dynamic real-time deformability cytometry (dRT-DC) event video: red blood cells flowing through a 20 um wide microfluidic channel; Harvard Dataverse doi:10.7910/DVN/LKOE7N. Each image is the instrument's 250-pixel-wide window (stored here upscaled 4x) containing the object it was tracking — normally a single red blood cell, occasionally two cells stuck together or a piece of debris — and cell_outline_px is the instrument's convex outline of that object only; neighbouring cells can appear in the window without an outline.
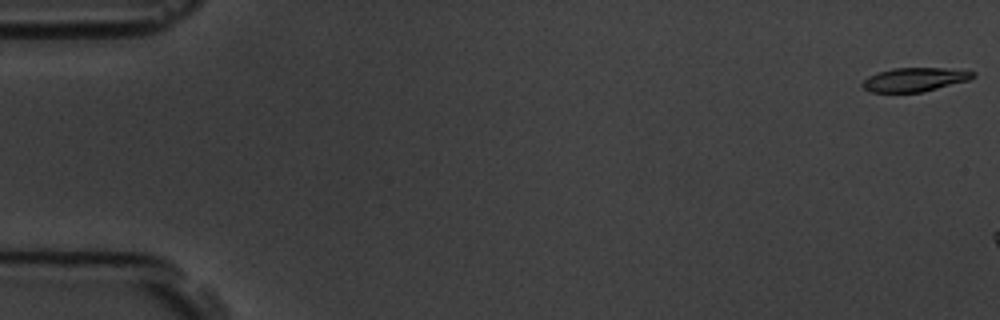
{"species": "common noctule bat (a hibernating species)", "species_latin": "Nyctalus noctula", "temperature_condition": "room temperature", "stored_images_in_passage": 3, "camera_frame_rate_fps": 3000, "um_per_image_px": 0.085, "animal": {"sex": "male", "body_mass_g": 19.5, "forearm_length_mm": 54.6}, "frame": {"image": 1, "passage_image": 1, "time_ms": 0.0, "image_size_px": [1000, 320], "cell_outline_px": [[976, 76], [968, 80], [924, 92], [868, 92], [860, 84], [868, 76], [876, 72], [892, 68], [944, 68], [976, 72]], "centroid_in_image_um": [77.71, 6.76], "position_along_channel_um": 7.3, "area_um2": 15.43}}